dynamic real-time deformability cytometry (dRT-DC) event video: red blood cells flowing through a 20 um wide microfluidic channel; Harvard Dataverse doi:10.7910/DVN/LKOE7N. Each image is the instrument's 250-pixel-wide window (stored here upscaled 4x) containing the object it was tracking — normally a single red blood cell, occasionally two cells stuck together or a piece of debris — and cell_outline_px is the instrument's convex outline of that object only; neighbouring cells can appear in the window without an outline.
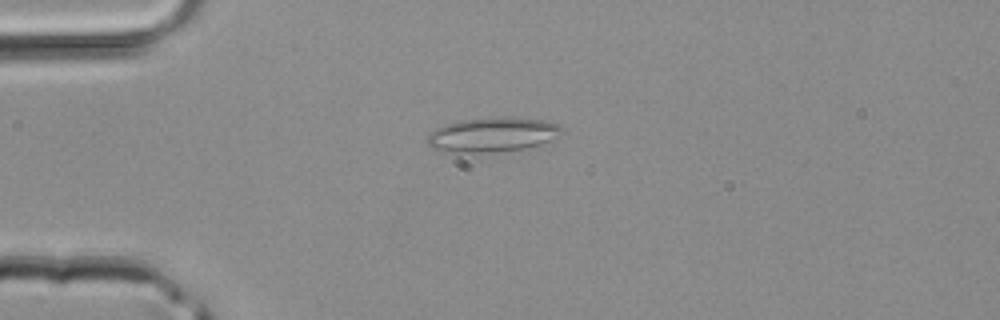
{"species": "common noctule bat (a hibernating species)", "species_latin": "Nyctalus noctula", "temperature_condition": "room temperature", "stored_images_in_passage": 27, "camera_frame_rate_fps": 3000, "um_per_image_px": 0.085, "animal": {"sex": "male", "body_mass_g": 20.4}, "frame": {"image": 1, "passage_image": 1, "time_ms": 0.0, "image_size_px": [1000, 320], "cell_outline_px": [[568, 132], [540, 144], [524, 148], [496, 152], [444, 152], [432, 148], [428, 144], [428, 132], [436, 128], [448, 124], [464, 120], [544, 120], [560, 124]], "centroid_in_image_um": [41.88, 11.5], "position_along_channel_um": 43.1, "area_um2": 26.07}}
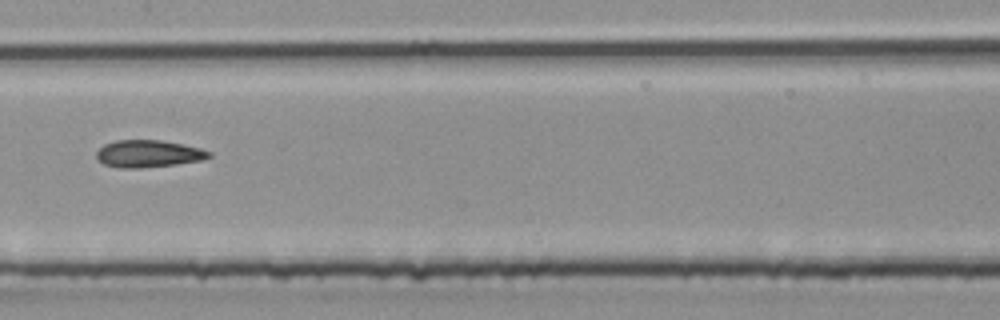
{"frame": {"image": 2, "passage_image": 12, "time_ms": 3.667, "image_size_px": [1000, 320], "cell_outline_px": [[212, 156], [200, 160], [176, 164], [140, 168], [120, 168], [104, 164], [96, 160], [96, 152], [104, 144], [116, 140], [160, 140], [200, 148], [212, 152]], "centroid_in_image_um": [12.57, 13.07], "position_along_channel_um": 194.8, "area_um2": 17.8}}
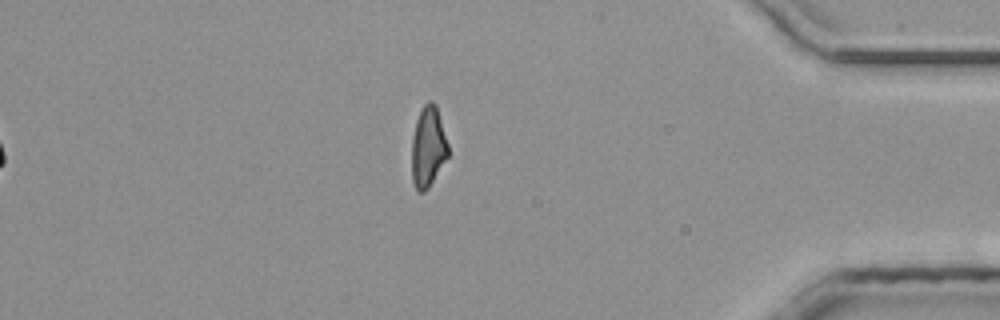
{"frame": {"image": 3, "passage_image": 27, "time_ms": 8.667, "image_size_px": [1000, 320], "cell_outline_px": [[448, 156], [428, 188], [424, 192], [416, 192], [412, 180], [412, 140], [416, 120], [424, 104], [428, 100], [432, 100], [436, 104], [448, 144]], "centroid_in_image_um": [36.38, 12.49], "position_along_channel_um": 398.8, "area_um2": 17.05}}